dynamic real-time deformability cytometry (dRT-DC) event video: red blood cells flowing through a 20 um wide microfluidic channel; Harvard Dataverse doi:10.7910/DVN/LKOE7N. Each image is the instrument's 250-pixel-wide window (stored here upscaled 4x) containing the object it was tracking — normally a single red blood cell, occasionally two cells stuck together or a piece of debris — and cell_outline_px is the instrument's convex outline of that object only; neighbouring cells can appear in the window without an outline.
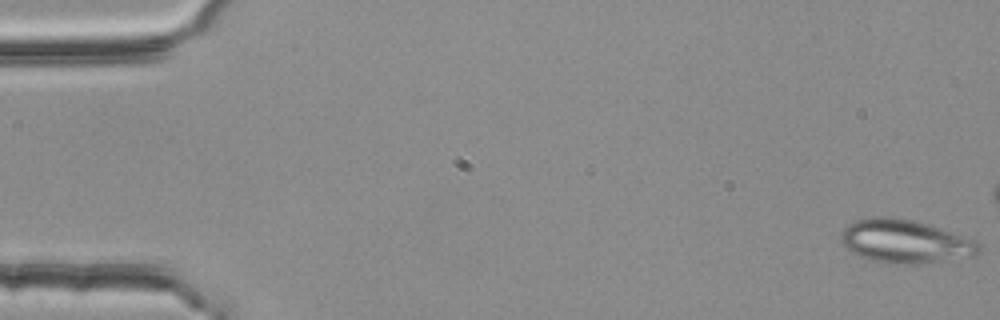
{"species": "common noctule bat (a hibernating species)", "species_latin": "Nyctalus noctula", "temperature_condition": "room temperature", "stored_images_in_passage": 17, "camera_frame_rate_fps": 3000, "um_per_image_px": 0.085, "animal": {"sex": "female", "body_mass_g": 25.1}, "frame": {"image": 1, "passage_image": 1, "time_ms": 0.0, "image_size_px": [1000, 320], "cell_outline_px": [[980, 252], [976, 256], [924, 264], [888, 264], [872, 260], [860, 256], [848, 248], [844, 244], [840, 236], [844, 228], [848, 224], [856, 220], [876, 216], [880, 216], [912, 220], [976, 240], [980, 244]], "centroid_in_image_um": [76.97, 20.55], "position_along_channel_um": 8.0, "area_um2": 34.68}}